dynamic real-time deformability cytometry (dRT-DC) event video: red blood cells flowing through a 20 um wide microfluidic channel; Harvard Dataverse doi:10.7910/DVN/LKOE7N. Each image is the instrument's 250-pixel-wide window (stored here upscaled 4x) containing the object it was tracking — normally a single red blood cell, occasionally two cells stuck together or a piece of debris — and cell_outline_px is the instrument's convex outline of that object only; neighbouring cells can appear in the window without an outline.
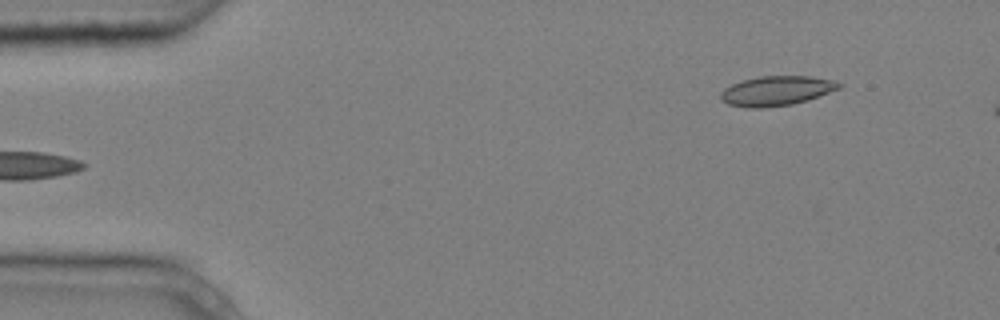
{"species": "common noctule bat (a hibernating species)", "species_latin": "Nyctalus noctula", "temperature_condition": "cold", "stored_images_in_passage": 4, "camera_frame_rate_fps": 3000, "um_per_image_px": 0.085, "animal": {"sex": "male", "body_mass_g": 20.4}, "frame": {"image": 1, "passage_image": 4, "time_ms": 1.0, "image_size_px": [1000, 320], "cell_outline_px": [[844, 84], [840, 88], [808, 100], [792, 104], [764, 108], [748, 108], [728, 104], [720, 100], [720, 92], [724, 88], [740, 80], [760, 76], [812, 76], [836, 80]], "centroid_in_image_um": [66.0, 7.71], "position_along_channel_um": 19.0, "area_um2": 20.75}}